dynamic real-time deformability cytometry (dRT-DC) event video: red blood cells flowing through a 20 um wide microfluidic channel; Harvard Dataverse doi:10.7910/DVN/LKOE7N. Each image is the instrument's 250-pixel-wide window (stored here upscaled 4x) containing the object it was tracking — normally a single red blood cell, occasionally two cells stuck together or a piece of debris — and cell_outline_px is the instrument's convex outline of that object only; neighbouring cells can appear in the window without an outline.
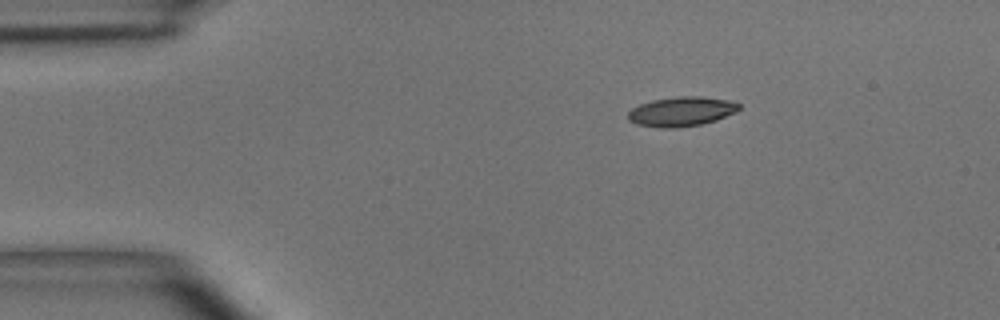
{"species": "common noctule bat (a hibernating species)", "species_latin": "Nyctalus noctula", "temperature_condition": "room temperature", "stored_images_in_passage": 3, "camera_frame_rate_fps": 3000, "um_per_image_px": 0.085, "animal": {"sex": "male", "body_mass_g": 15.6}, "frame": {"image": 1, "passage_image": 1, "time_ms": 0.0, "image_size_px": [1000, 320], "cell_outline_px": [[740, 108], [736, 112], [716, 120], [700, 124], [676, 128], [660, 128], [636, 124], [628, 120], [628, 112], [632, 108], [640, 104], [652, 100], [680, 96], [700, 96], [728, 100], [740, 104]], "centroid_in_image_um": [57.91, 9.48], "position_along_channel_um": 27.1, "area_um2": 19.07}}